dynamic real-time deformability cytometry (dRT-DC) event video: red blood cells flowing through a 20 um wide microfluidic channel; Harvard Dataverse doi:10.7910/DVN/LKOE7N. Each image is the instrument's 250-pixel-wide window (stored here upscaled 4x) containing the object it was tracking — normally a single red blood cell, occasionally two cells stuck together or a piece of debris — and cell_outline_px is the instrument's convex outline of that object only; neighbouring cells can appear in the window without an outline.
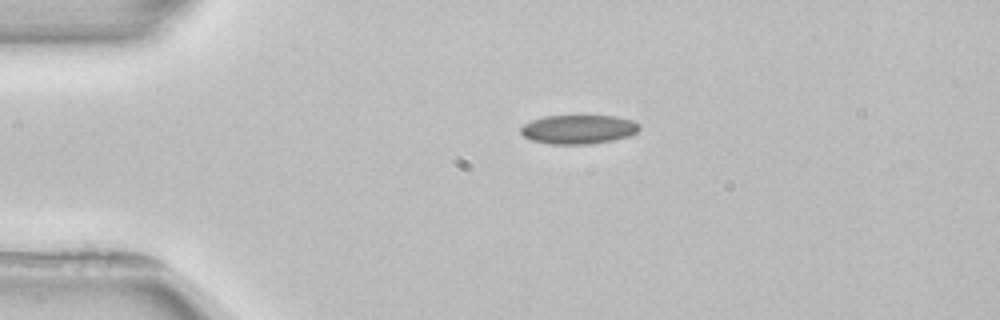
{"species": "common noctule bat (a hibernating species)", "species_latin": "Nyctalus noctula", "temperature_condition": "room temperature", "stored_images_in_passage": 3, "camera_frame_rate_fps": 3000, "um_per_image_px": 0.085, "animal": {"sex": "female", "body_mass_g": 22.7, "forearm_length_mm": 54.2}, "frame": {"image": 1, "passage_image": 2, "time_ms": 1.667, "image_size_px": [1000, 320], "cell_outline_px": [[640, 128], [636, 132], [628, 136], [612, 140], [588, 144], [548, 144], [532, 140], [524, 136], [520, 132], [520, 128], [524, 124], [532, 120], [544, 116], [616, 116], [636, 120], [640, 124]], "centroid_in_image_um": [49.18, 10.99], "position_along_channel_um": 35.8, "area_um2": 20.11}}